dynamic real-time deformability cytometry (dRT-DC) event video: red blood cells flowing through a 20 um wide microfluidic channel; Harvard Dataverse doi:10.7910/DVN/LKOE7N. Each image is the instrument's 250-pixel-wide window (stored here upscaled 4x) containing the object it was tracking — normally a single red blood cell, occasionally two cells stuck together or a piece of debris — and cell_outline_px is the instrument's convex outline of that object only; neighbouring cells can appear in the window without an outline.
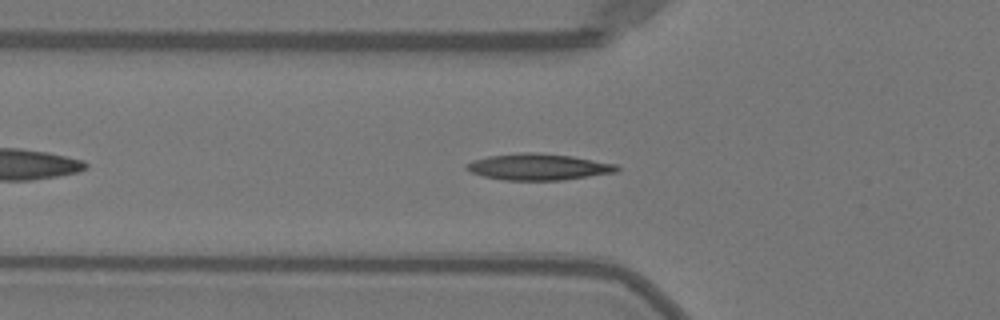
{"species": "Egyptian fruit bat (a non-hibernating species)", "species_latin": "Rousettus aegyptiacus", "temperature_condition": "warm", "stored_images_in_passage": 40, "camera_frame_rate_fps": 3000, "um_per_image_px": 0.085, "animal": {"sex": "female"}, "frame": {"image": 1, "passage_image": 7, "time_ms": 2.0, "image_size_px": [1000, 320], "cell_outline_px": [[620, 168], [616, 172], [564, 180], [504, 180], [484, 176], [472, 172], [464, 168], [464, 164], [472, 160], [488, 156], [520, 152], [532, 152], [572, 156], [616, 164]], "centroid_in_image_um": [45.73, 14.18], "position_along_channel_um": 80.1, "area_um2": 23.12}}
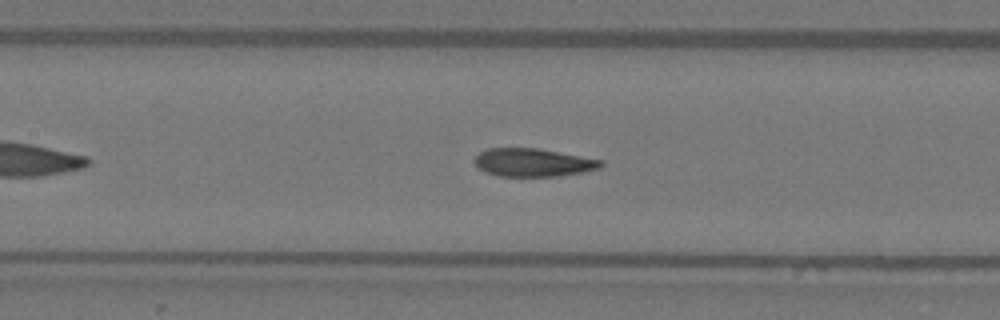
{"frame": {"image": 2, "passage_image": 13, "time_ms": 4.0, "image_size_px": [1000, 320], "cell_outline_px": [[604, 164], [600, 168], [580, 172], [556, 176], [496, 176], [484, 172], [472, 160], [480, 152], [488, 148], [536, 148], [604, 160]], "centroid_in_image_um": [45.29, 13.81], "position_along_channel_um": 162.1, "area_um2": 20.63}}
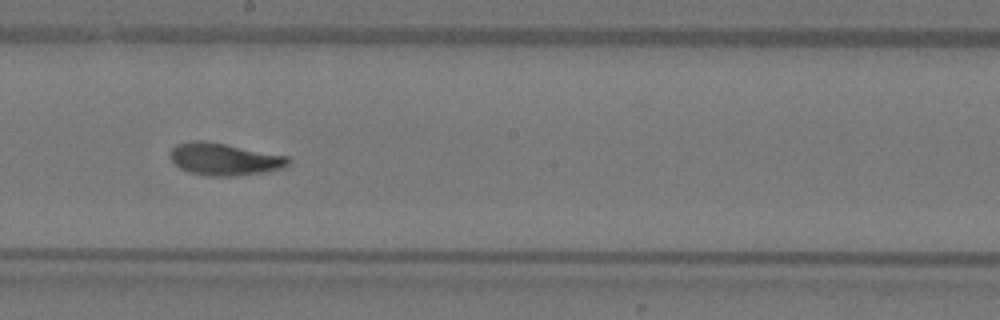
{"frame": {"image": 3, "passage_image": 18, "time_ms": 5.667, "image_size_px": [1000, 320], "cell_outline_px": [[292, 160], [288, 168], [268, 172], [232, 176], [208, 176], [188, 172], [180, 168], [168, 156], [168, 152], [176, 144], [192, 140], [204, 140], [288, 156]], "centroid_in_image_um": [19.1, 13.53], "position_along_channel_um": 229.1, "area_um2": 22.6}}